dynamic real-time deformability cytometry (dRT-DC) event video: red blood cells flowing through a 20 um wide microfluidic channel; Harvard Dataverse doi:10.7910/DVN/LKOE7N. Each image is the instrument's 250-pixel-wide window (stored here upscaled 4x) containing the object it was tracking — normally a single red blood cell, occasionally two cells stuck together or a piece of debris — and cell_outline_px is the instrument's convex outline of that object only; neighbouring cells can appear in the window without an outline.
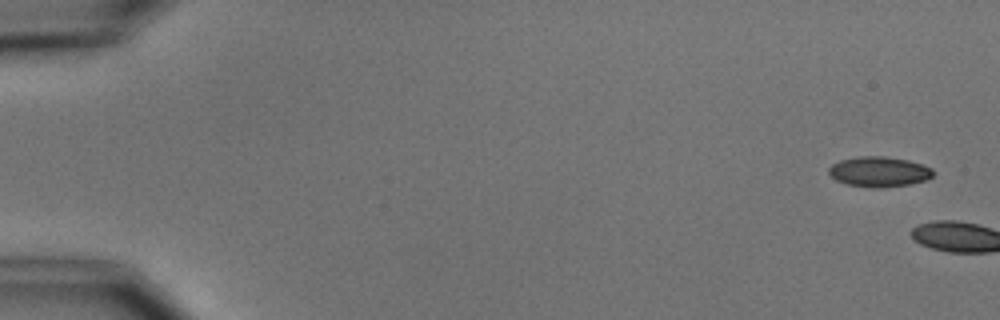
{"species": "common noctule bat (a hibernating species)", "species_latin": "Nyctalus noctula", "temperature_condition": "cold", "stored_images_in_passage": 2, "camera_frame_rate_fps": 3000, "um_per_image_px": 0.085, "animal": {"sex": "male", "body_mass_g": 15.6}, "frame": {"image": 1, "passage_image": 1, "time_ms": 0.0, "image_size_px": [1000, 320], "cell_outline_px": [[936, 172], [932, 176], [924, 180], [908, 184], [880, 188], [876, 188], [848, 184], [836, 180], [828, 172], [828, 168], [832, 164], [840, 160], [860, 156], [884, 156], [908, 160], [932, 168]], "centroid_in_image_um": [74.72, 14.59], "position_along_channel_um": 10.3, "area_um2": 18.21}}